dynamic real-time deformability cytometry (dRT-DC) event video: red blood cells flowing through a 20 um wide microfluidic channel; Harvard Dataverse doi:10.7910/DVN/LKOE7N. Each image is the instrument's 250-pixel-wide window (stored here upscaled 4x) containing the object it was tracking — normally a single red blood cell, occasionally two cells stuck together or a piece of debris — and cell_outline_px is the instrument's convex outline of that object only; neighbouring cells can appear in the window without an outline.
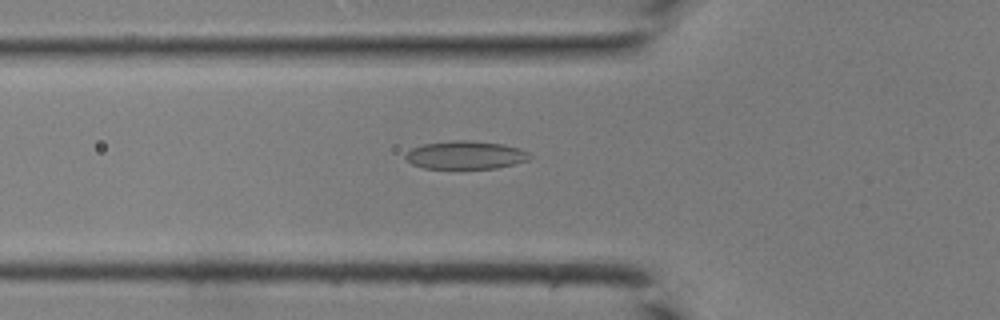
{"species": "common noctule bat (a hibernating species)", "species_latin": "Nyctalus noctula", "temperature_condition": "room temperature", "stored_images_in_passage": 30, "camera_frame_rate_fps": 3000, "um_per_image_px": 0.085, "animal": {"sex": "male", "body_mass_g": 19.0, "forearm_length_mm": 50.8}, "frame": {"image": 1, "passage_image": 2, "time_ms": 0.333, "image_size_px": [1000, 320], "cell_outline_px": [[532, 156], [528, 160], [496, 168], [424, 168], [412, 164], [404, 156], [412, 148], [424, 144], [456, 140], [472, 140], [500, 144], [520, 148], [528, 152]], "centroid_in_image_um": [39.58, 13.17], "position_along_channel_um": 86.2, "area_um2": 20.11}}
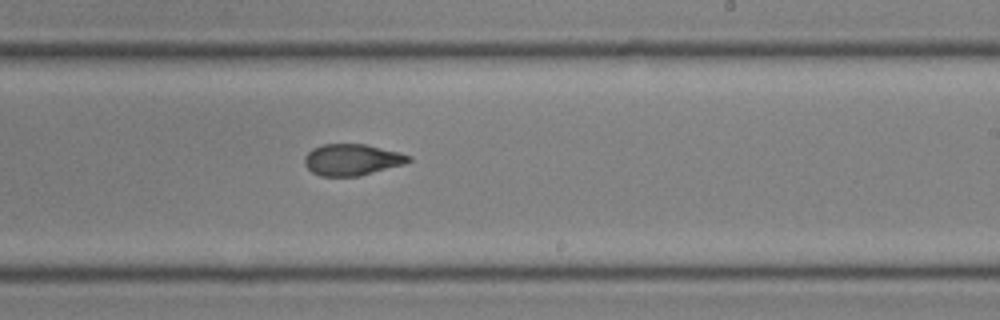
{"frame": {"image": 2, "passage_image": 13, "time_ms": 4.0, "image_size_px": [1000, 320], "cell_outline_px": [[412, 160], [404, 164], [360, 176], [320, 176], [312, 172], [304, 164], [304, 156], [312, 148], [324, 144], [364, 144], [400, 152], [412, 156]], "centroid_in_image_um": [29.92, 13.57], "position_along_channel_um": 259.1, "area_um2": 19.13}}
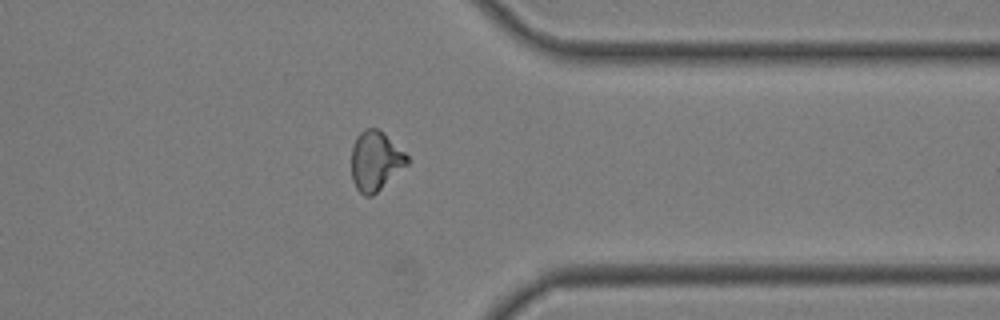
{"frame": {"image": 3, "passage_image": 21, "time_ms": 6.667, "image_size_px": [1000, 320], "cell_outline_px": [[408, 164], [372, 196], [364, 196], [356, 188], [352, 180], [352, 148], [356, 136], [364, 128], [376, 128], [384, 132], [408, 156]], "centroid_in_image_um": [31.9, 13.66], "position_along_channel_um": 379.5, "area_um2": 19.25}}